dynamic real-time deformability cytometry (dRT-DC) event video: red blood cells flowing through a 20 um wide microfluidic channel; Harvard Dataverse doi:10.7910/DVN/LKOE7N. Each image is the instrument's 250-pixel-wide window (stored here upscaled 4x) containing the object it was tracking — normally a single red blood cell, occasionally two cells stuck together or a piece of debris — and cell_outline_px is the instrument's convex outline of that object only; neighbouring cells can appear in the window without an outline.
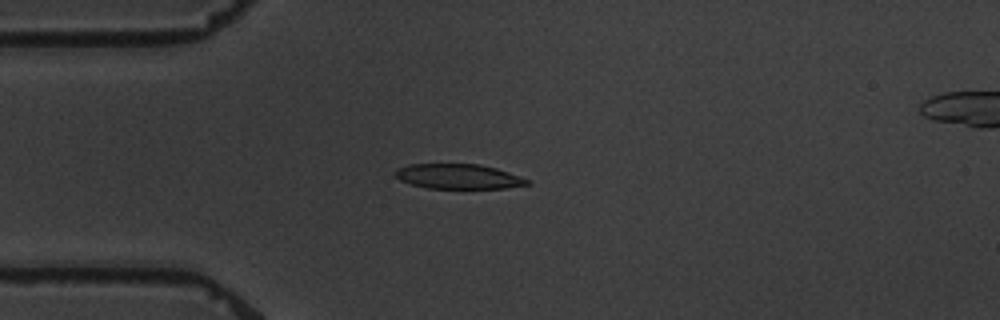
{"species": "common noctule bat (a hibernating species)", "species_latin": "Nyctalus noctula", "temperature_condition": "warm", "stored_images_in_passage": 4, "camera_frame_rate_fps": 3000, "um_per_image_px": 0.085, "animal": {"sex": "male", "body_mass_g": 19.5, "forearm_length_mm": 54.6}, "frame": {"image": 1, "passage_image": 3, "time_ms": 2.333, "image_size_px": [1000, 320], "cell_outline_px": [[532, 184], [504, 188], [428, 188], [412, 184], [400, 180], [396, 176], [396, 168], [408, 164], [480, 164], [496, 168], [532, 180]], "centroid_in_image_um": [39.01, 14.99], "position_along_channel_um": 46.0, "area_um2": 19.13}}